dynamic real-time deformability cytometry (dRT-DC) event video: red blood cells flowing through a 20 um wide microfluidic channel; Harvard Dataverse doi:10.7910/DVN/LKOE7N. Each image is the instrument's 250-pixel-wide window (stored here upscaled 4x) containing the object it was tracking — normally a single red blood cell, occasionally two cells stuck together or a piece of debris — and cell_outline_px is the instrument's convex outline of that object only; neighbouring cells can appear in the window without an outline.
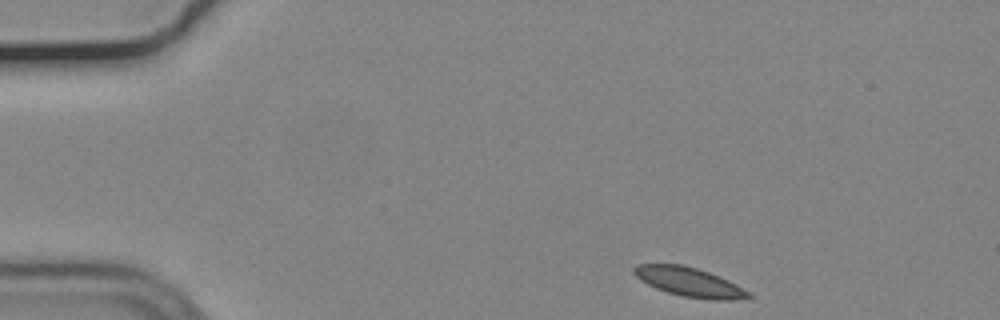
{"species": "common noctule bat (a hibernating species)", "species_latin": "Nyctalus noctula", "temperature_condition": "cold", "stored_images_in_passage": 21, "camera_frame_rate_fps": 3000, "um_per_image_px": 0.085, "animal": {"sex": "male", "body_mass_g": 19.2, "forearm_length_mm": 51.8}, "frame": {"image": 1, "passage_image": 1, "time_ms": 0.0, "image_size_px": [1000, 320], "cell_outline_px": [[752, 296], [728, 300], [712, 300], [684, 296], [668, 292], [656, 288], [640, 280], [632, 272], [632, 268], [636, 264], [680, 264], [696, 268], [708, 272], [728, 280], [752, 292]], "centroid_in_image_um": [58.57, 23.96], "position_along_channel_um": 26.4, "area_um2": 19.31}}
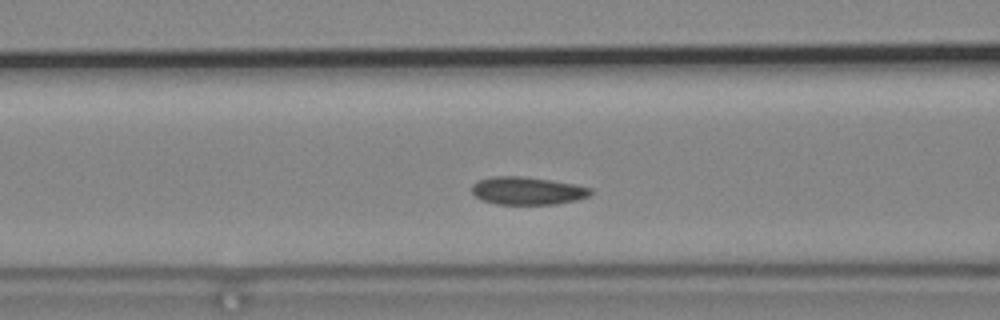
{"frame": {"image": 2, "passage_image": 15, "time_ms": 4.667, "image_size_px": [1000, 320], "cell_outline_px": [[592, 192], [588, 196], [576, 200], [556, 204], [496, 204], [480, 200], [472, 192], [472, 184], [476, 180], [492, 176], [524, 176], [552, 180], [576, 184], [592, 188]], "centroid_in_image_um": [44.81, 16.2], "position_along_channel_um": 121.8, "area_um2": 19.48}}
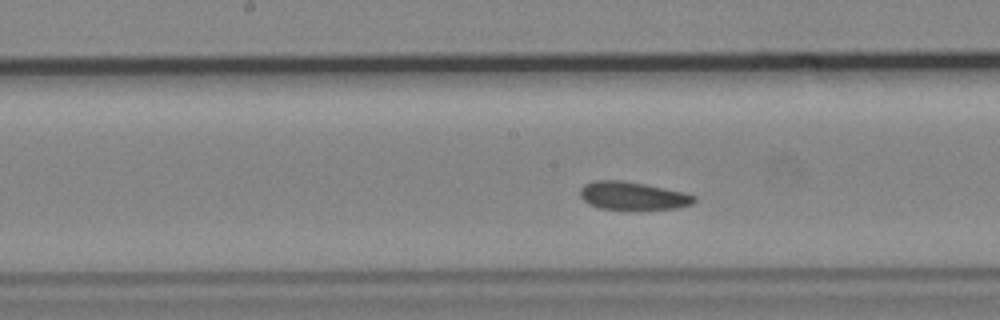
{"frame": {"image": 3, "passage_image": 21, "time_ms": 6.667, "image_size_px": [1000, 320], "cell_outline_px": [[696, 200], [692, 204], [676, 208], [600, 208], [588, 204], [580, 196], [580, 188], [584, 184], [592, 180], [624, 180], [684, 192], [696, 196]], "centroid_in_image_um": [53.75, 16.61], "position_along_channel_um": 194.4, "area_um2": 18.32}}